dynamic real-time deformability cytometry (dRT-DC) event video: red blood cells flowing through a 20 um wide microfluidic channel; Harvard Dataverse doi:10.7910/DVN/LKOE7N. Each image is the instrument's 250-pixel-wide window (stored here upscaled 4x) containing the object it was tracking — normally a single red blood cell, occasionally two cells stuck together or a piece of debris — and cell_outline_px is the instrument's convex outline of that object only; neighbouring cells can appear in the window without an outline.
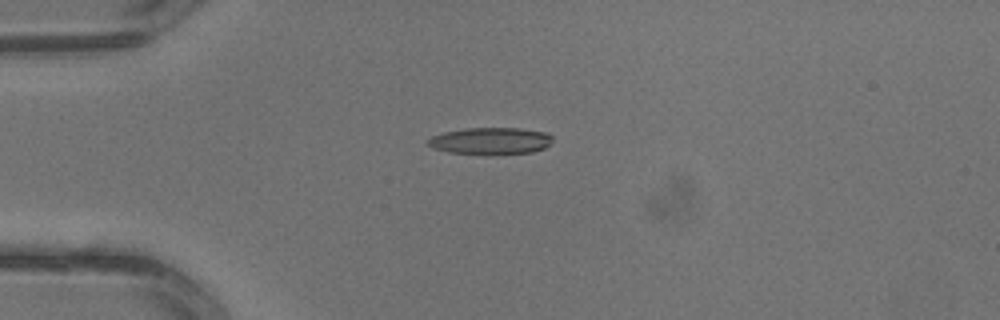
{"species": "common noctule bat (a hibernating species)", "species_latin": "Nyctalus noctula", "temperature_condition": "warm", "stored_images_in_passage": 3, "camera_frame_rate_fps": 3000, "um_per_image_px": 0.085, "animal": {"sex": "male", "body_mass_g": 13.3}, "frame": {"image": 1, "passage_image": 3, "time_ms": 0.667, "image_size_px": [1000, 320], "cell_outline_px": [[552, 140], [544, 148], [532, 152], [448, 152], [432, 148], [428, 144], [428, 140], [432, 136], [444, 132], [464, 128], [520, 128], [548, 132], [552, 136]], "centroid_in_image_um": [41.71, 11.93], "position_along_channel_um": 43.3, "area_um2": 18.79}}